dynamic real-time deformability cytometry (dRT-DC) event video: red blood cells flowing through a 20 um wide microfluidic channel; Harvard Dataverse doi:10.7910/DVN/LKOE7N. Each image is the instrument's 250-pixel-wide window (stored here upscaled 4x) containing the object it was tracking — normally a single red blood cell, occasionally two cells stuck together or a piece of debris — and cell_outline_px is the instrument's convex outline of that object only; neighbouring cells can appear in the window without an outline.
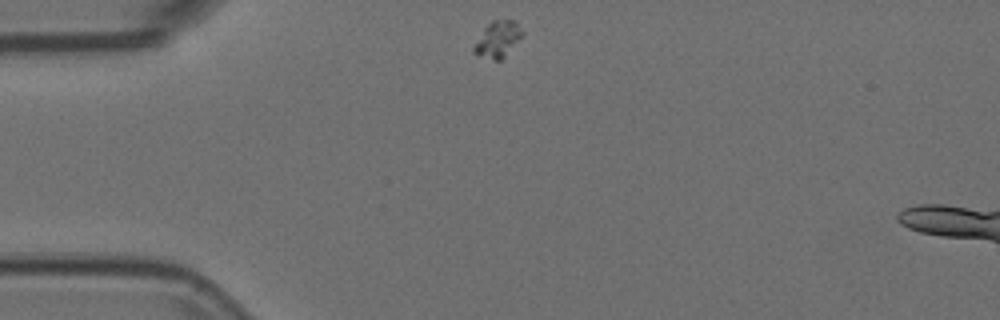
{"species": "Egyptian fruit bat (a non-hibernating species)", "species_latin": "Rousettus aegyptiacus", "temperature_condition": "room temperature", "stored_images_in_passage": 43, "segment_of_instrument_passage": [1, 2], "camera_frame_rate_fps": 3000, "um_per_image_px": 0.085, "animal": {"sex": "female"}, "frame": {"image": 1, "passage_image": 1, "time_ms": 0.0, "image_size_px": [1000, 320], "cell_outline_px": [[524, 36], [500, 60], [496, 60], [472, 52], [472, 48], [484, 28], [492, 20], [516, 20], [524, 32]], "centroid_in_image_um": [42.35, 3.3], "position_along_channel_um": 42.6, "area_um2": 10.12}}
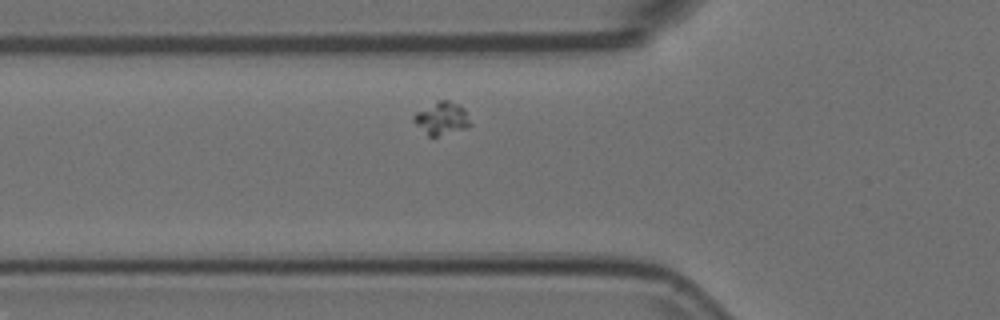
{"frame": {"image": 2, "passage_image": 7, "time_ms": 2.0, "image_size_px": [1000, 320], "cell_outline_px": [[472, 124], [468, 128], [436, 136], [428, 136], [412, 120], [412, 116], [416, 112], [436, 100], [448, 100], [460, 104], [464, 108]], "centroid_in_image_um": [37.55, 10.04], "position_along_channel_um": 88.2, "area_um2": 10.92}}